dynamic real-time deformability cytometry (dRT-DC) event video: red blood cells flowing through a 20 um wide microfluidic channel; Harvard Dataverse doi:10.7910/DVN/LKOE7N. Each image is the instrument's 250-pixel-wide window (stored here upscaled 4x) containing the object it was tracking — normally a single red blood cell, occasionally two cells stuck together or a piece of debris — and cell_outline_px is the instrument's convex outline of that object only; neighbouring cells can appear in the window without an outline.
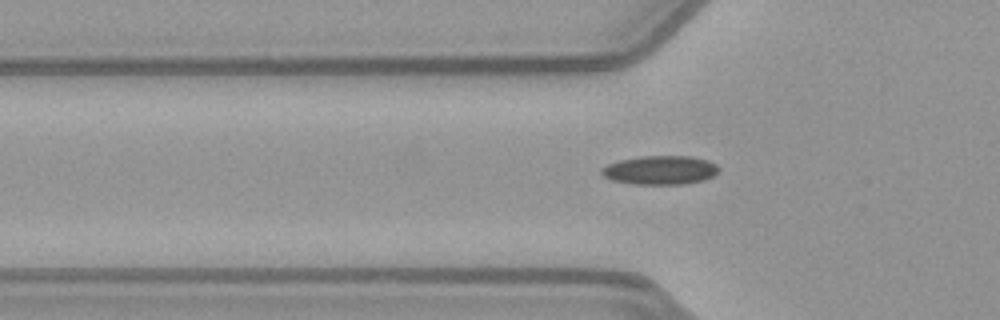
{"species": "common noctule bat (a hibernating species)", "species_latin": "Nyctalus noctula", "temperature_condition": "warm", "stored_images_in_passage": 39, "camera_frame_rate_fps": 3000, "um_per_image_px": 0.085, "animal": {"sex": "female", "body_mass_g": 21.9}, "frame": {"image": 1, "passage_image": 5, "time_ms": 1.333, "image_size_px": [1000, 320], "cell_outline_px": [[720, 168], [712, 176], [704, 180], [684, 184], [632, 184], [612, 180], [604, 176], [600, 172], [600, 168], [608, 164], [620, 160], [640, 156], [692, 156], [708, 160], [716, 164]], "centroid_in_image_um": [56.11, 14.45], "position_along_channel_um": 69.7, "area_um2": 19.77}}
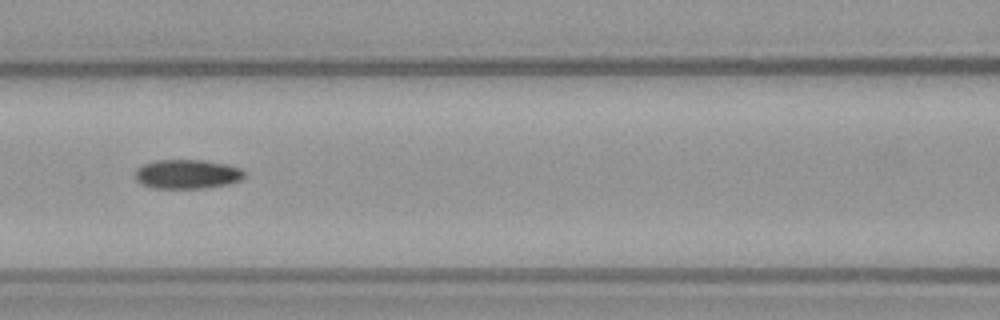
{"frame": {"image": 2, "passage_image": 11, "time_ms": 3.333, "image_size_px": [1000, 320], "cell_outline_px": [[244, 176], [240, 180], [228, 184], [204, 188], [152, 188], [140, 184], [136, 180], [136, 168], [144, 164], [156, 160], [200, 160], [224, 164], [240, 168], [244, 172]], "centroid_in_image_um": [15.87, 14.81], "position_along_channel_um": 150.7, "area_um2": 18.5}}
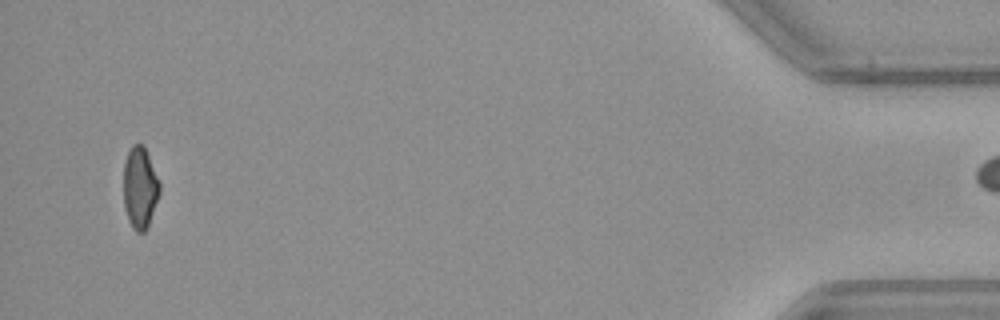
{"frame": {"image": 3, "passage_image": 38, "time_ms": 12.333, "image_size_px": [1000, 320], "cell_outline_px": [[160, 192], [148, 228], [144, 232], [136, 232], [132, 228], [128, 220], [124, 204], [124, 164], [128, 152], [132, 144], [144, 144], [160, 184]], "centroid_in_image_um": [11.9, 15.97], "position_along_channel_um": 423.3, "area_um2": 17.22}}